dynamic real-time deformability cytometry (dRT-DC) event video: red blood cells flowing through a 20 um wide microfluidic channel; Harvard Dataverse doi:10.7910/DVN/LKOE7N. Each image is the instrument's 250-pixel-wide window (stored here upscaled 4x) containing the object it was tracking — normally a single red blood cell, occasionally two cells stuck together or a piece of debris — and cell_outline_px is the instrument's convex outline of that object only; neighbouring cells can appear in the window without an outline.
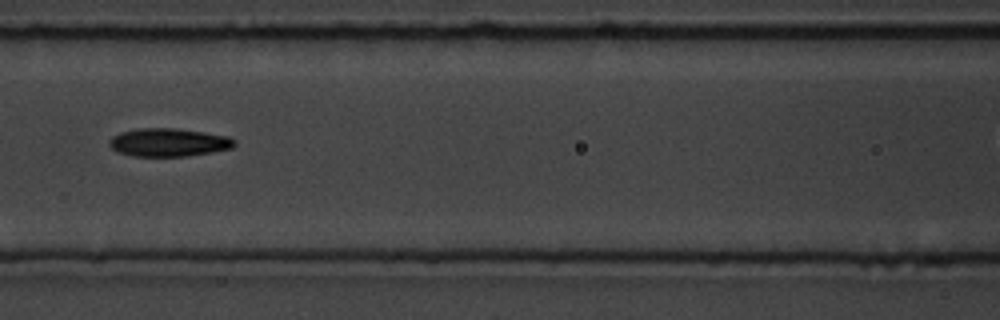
{"species": "common noctule bat (a hibernating species)", "species_latin": "Nyctalus noctula", "temperature_condition": "room temperature", "stored_images_in_passage": 10, "camera_frame_rate_fps": 3000, "um_per_image_px": 0.085, "animal": {"sex": "male", "body_mass_g": 19.5, "forearm_length_mm": 54.6}, "frame": {"image": 1, "passage_image": 4, "time_ms": 3.333, "image_size_px": [1000, 320], "cell_outline_px": [[236, 144], [232, 148], [212, 152], [184, 156], [132, 156], [116, 152], [108, 144], [108, 140], [112, 136], [120, 132], [136, 128], [176, 128], [204, 132], [228, 136], [236, 140]], "centroid_in_image_um": [14.3, 12.1], "position_along_channel_um": 152.3, "area_um2": 20.75}}
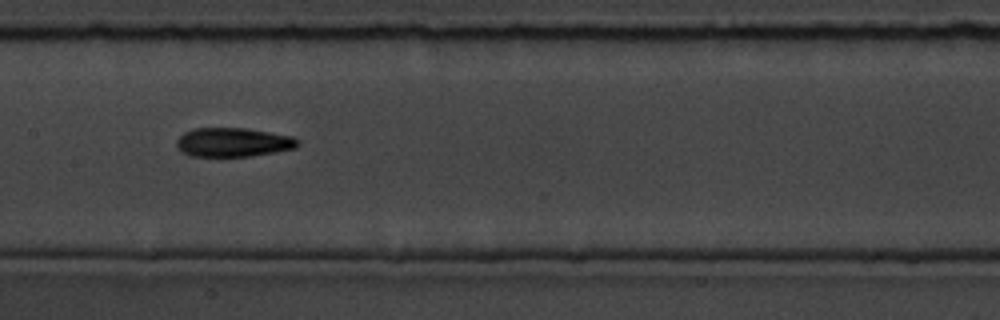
{"frame": {"image": 2, "passage_image": 5, "time_ms": 4.333, "image_size_px": [1000, 320], "cell_outline_px": [[300, 144], [296, 148], [276, 152], [252, 156], [188, 156], [176, 148], [176, 140], [184, 132], [192, 128], [244, 128], [292, 136], [300, 140]], "centroid_in_image_um": [19.8, 12.1], "position_along_channel_um": 187.6, "area_um2": 20.69}}